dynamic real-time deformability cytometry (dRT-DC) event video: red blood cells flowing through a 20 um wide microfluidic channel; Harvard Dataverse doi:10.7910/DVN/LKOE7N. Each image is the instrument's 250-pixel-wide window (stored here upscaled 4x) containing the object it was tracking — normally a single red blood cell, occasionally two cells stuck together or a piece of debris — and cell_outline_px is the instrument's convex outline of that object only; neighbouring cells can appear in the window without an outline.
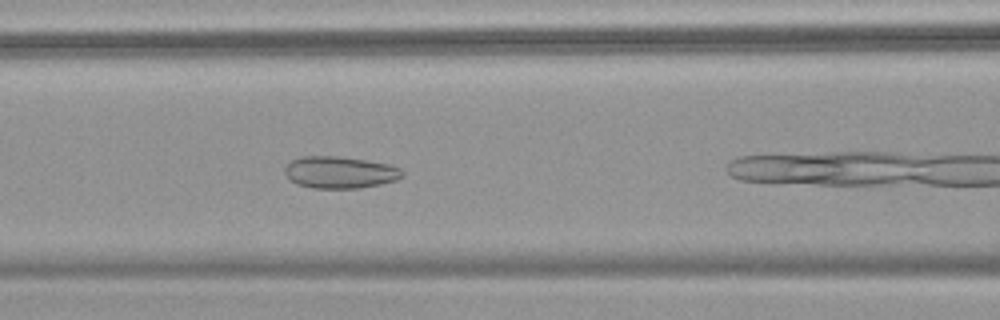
{"species": "common noctule bat (a hibernating species)", "species_latin": "Nyctalus noctula", "temperature_condition": "warm", "stored_images_in_passage": 14, "camera_frame_rate_fps": 3000, "um_per_image_px": 0.085, "animal": {"sex": "female", "body_mass_g": 18.4}, "frame": {"image": 1, "passage_image": 7, "time_ms": 2.0, "image_size_px": [1000, 320], "cell_outline_px": [[404, 176], [396, 180], [380, 184], [360, 188], [312, 188], [296, 184], [284, 172], [284, 168], [292, 160], [300, 156], [340, 156], [388, 164], [400, 168], [404, 172]], "centroid_in_image_um": [28.9, 14.65], "position_along_channel_um": 137.7, "area_um2": 21.85}}
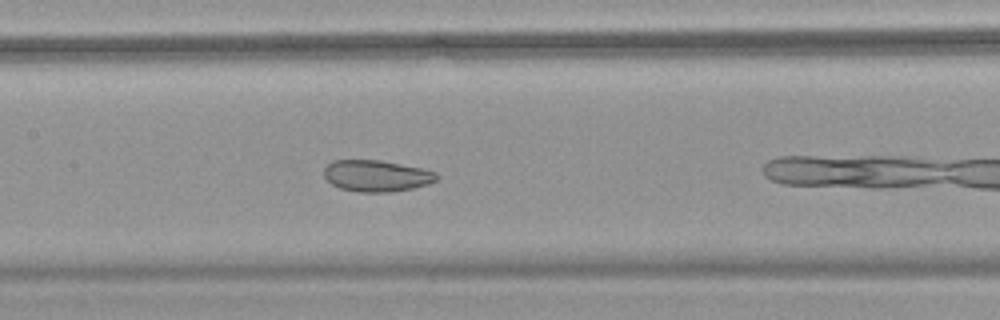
{"frame": {"image": 2, "passage_image": 10, "time_ms": 3.0, "image_size_px": [1000, 320], "cell_outline_px": [[440, 176], [436, 180], [428, 184], [412, 188], [392, 192], [356, 192], [340, 188], [332, 184], [324, 176], [324, 168], [332, 160], [380, 160], [420, 168], [436, 172]], "centroid_in_image_um": [31.99, 14.95], "position_along_channel_um": 175.4, "area_um2": 20.63}}